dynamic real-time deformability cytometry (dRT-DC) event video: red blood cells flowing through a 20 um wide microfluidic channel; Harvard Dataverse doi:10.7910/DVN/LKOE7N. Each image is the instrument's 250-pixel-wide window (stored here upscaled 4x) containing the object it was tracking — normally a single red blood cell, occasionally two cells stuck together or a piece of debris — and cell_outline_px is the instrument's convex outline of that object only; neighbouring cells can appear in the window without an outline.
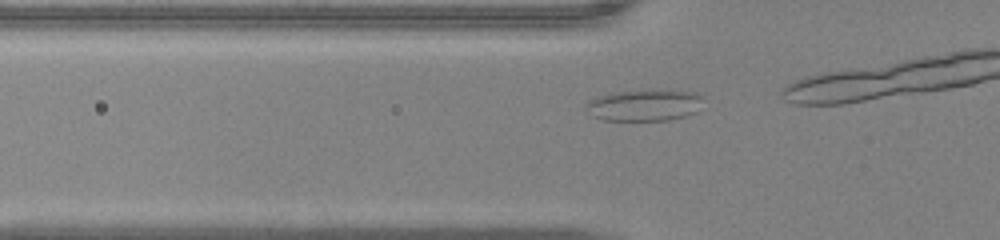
{"species": "common noctule bat (a hibernating species)", "species_latin": "Nyctalus noctula", "temperature_condition": "warm", "stored_images_in_passage": 10, "camera_frame_rate_fps": 3000, "um_per_image_px": 0.085, "animal": {"sex": "male", "body_mass_g": 20.0, "forearm_length_mm": 53.3}, "frame": {"image": 1, "passage_image": 7, "time_ms": 2.0, "image_size_px": [1000, 240], "cell_outline_px": [[704, 108], [696, 112], [684, 116], [668, 120], [604, 120], [592, 116], [584, 108], [584, 104], [588, 100], [596, 96], [612, 92], [696, 92], [704, 96]], "centroid_in_image_um": [54.77, 8.97], "position_along_channel_um": 71.0, "area_um2": 21.33}}